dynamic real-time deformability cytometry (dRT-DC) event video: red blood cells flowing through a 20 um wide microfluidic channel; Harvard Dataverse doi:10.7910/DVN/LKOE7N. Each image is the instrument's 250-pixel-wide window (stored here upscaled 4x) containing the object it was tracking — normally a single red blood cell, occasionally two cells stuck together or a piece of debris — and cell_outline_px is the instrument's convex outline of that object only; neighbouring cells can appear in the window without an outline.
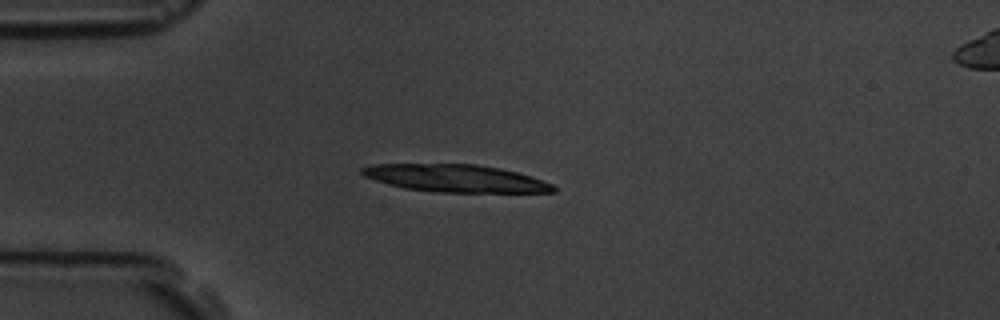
{"species": "common noctule bat (a hibernating species)", "species_latin": "Nyctalus noctula", "temperature_condition": "room temperature", "stored_images_in_passage": 4, "camera_frame_rate_fps": 3000, "um_per_image_px": 0.085, "animal": {"sex": "male", "body_mass_g": 19.5, "forearm_length_mm": 54.6}, "frame": {"image": 1, "passage_image": 3, "time_ms": 2.333, "image_size_px": [1000, 320], "cell_outline_px": [[556, 192], [432, 192], [404, 188], [388, 184], [364, 176], [360, 172], [360, 168], [372, 164], [476, 164], [500, 168], [532, 176], [552, 184], [556, 188]], "centroid_in_image_um": [38.71, 15.15], "position_along_channel_um": 46.3, "area_um2": 30.63}}